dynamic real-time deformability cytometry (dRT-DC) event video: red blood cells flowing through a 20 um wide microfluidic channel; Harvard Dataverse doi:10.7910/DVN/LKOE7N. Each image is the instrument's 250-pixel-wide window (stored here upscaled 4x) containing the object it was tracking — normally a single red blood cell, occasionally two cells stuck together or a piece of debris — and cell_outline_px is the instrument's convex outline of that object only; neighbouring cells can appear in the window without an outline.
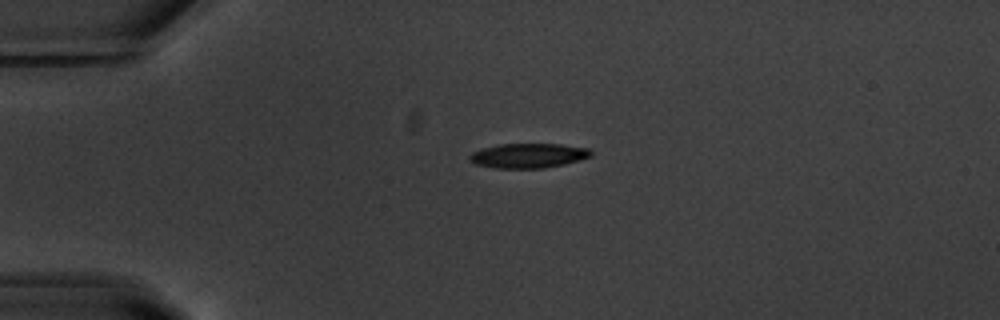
{"species": "common noctule bat (a hibernating species)", "species_latin": "Nyctalus noctula", "temperature_condition": "warm", "stored_images_in_passage": 43, "camera_frame_rate_fps": 3000, "um_per_image_px": 0.085, "animal": {"sex": "male", "body_mass_g": 20.1, "forearm_length_mm": 53.5}, "frame": {"image": 1, "passage_image": 1, "time_ms": 0.0, "image_size_px": [1000, 320], "cell_outline_px": [[592, 156], [580, 160], [564, 164], [544, 168], [496, 168], [476, 164], [468, 160], [468, 156], [472, 152], [480, 148], [500, 144], [560, 144], [588, 148], [592, 152]], "centroid_in_image_um": [44.89, 13.22], "position_along_channel_um": 40.1, "area_um2": 17.51}}
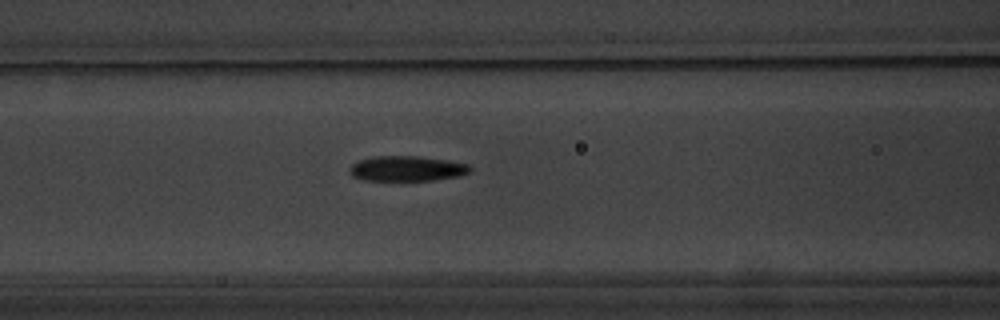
{"frame": {"image": 2, "passage_image": 11, "time_ms": 3.333, "image_size_px": [1000, 320], "cell_outline_px": [[472, 168], [468, 172], [460, 176], [436, 180], [360, 180], [352, 176], [348, 172], [348, 168], [356, 160], [372, 156], [416, 156], [444, 160], [468, 164]], "centroid_in_image_um": [34.51, 14.33], "position_along_channel_um": 132.1, "area_um2": 17.8}}
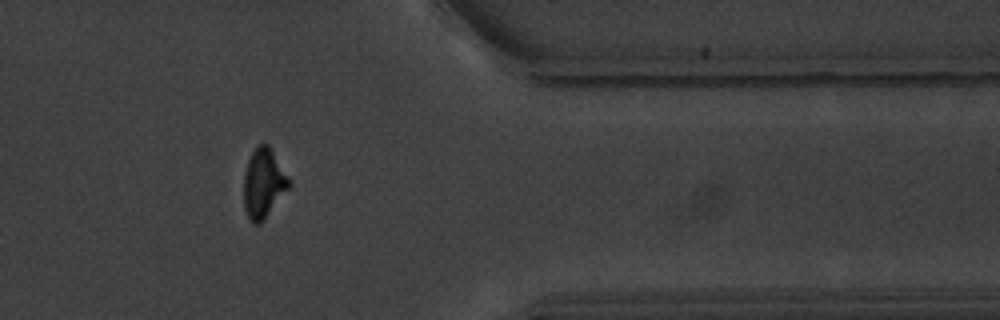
{"frame": {"image": 3, "passage_image": 33, "time_ms": 10.667, "image_size_px": [1000, 320], "cell_outline_px": [[292, 184], [264, 220], [260, 224], [252, 224], [248, 220], [244, 208], [244, 172], [248, 160], [252, 152], [260, 144], [268, 144], [288, 176]], "centroid_in_image_um": [22.39, 15.62], "position_along_channel_um": 389.0, "area_um2": 18.32}, "authors_computed_cell_mechanics": {"area_um2": 18.0336, "velocity_mm_per_s": 3.7135, "shape_relaxation_time_tau1_ms": 2.5529, "shape_relaxation_time_tau2_ms": 1.7652, "deformation_change_tau1": 0.1467, "deformation_change_tau2": 0.0753}}